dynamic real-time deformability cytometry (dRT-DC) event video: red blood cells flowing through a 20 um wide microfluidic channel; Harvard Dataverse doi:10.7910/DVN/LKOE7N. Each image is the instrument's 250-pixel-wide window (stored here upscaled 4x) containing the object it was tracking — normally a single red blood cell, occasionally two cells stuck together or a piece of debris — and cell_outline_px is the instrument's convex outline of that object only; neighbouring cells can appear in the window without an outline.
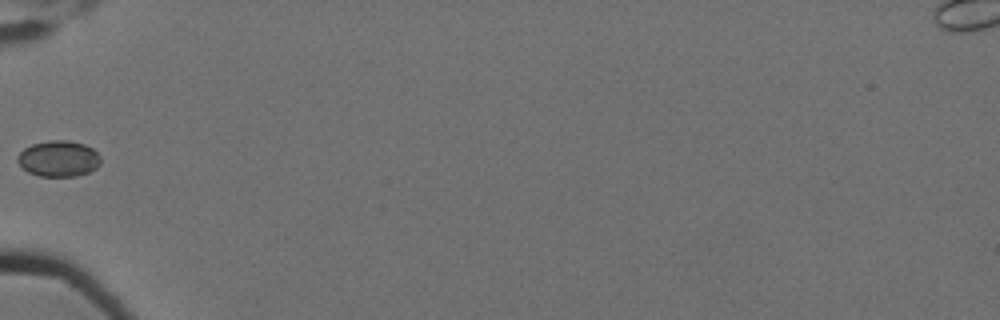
{"species": "Egyptian fruit bat (a non-hibernating species)", "species_latin": "Rousettus aegyptiacus", "temperature_condition": "cold", "stored_images_in_passage": 4, "camera_frame_rate_fps": 3000, "um_per_image_px": 0.085, "animal": {"sex": "female"}, "frame": {"image": 1, "passage_image": 3, "time_ms": 0.667, "image_size_px": [1000, 320], "cell_outline_px": [[100, 164], [96, 168], [88, 172], [76, 176], [40, 176], [28, 172], [16, 160], [16, 156], [24, 148], [32, 144], [48, 140], [68, 140], [84, 144], [92, 148], [100, 156]], "centroid_in_image_um": [4.97, 13.47], "position_along_channel_um": 80.0, "area_um2": 17.46}}
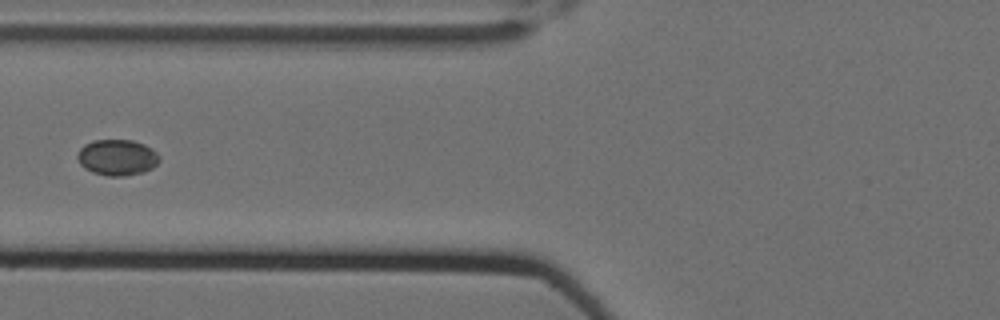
{"frame": {"image": 2, "passage_image": 4, "time_ms": 1.0, "image_size_px": [1000, 320], "cell_outline_px": [[160, 160], [152, 168], [144, 172], [124, 176], [108, 176], [92, 172], [84, 168], [80, 164], [76, 156], [80, 148], [84, 144], [92, 140], [132, 140], [144, 144], [152, 148], [160, 156]], "centroid_in_image_um": [9.95, 13.38], "position_along_channel_um": 115.8, "area_um2": 17.34}}